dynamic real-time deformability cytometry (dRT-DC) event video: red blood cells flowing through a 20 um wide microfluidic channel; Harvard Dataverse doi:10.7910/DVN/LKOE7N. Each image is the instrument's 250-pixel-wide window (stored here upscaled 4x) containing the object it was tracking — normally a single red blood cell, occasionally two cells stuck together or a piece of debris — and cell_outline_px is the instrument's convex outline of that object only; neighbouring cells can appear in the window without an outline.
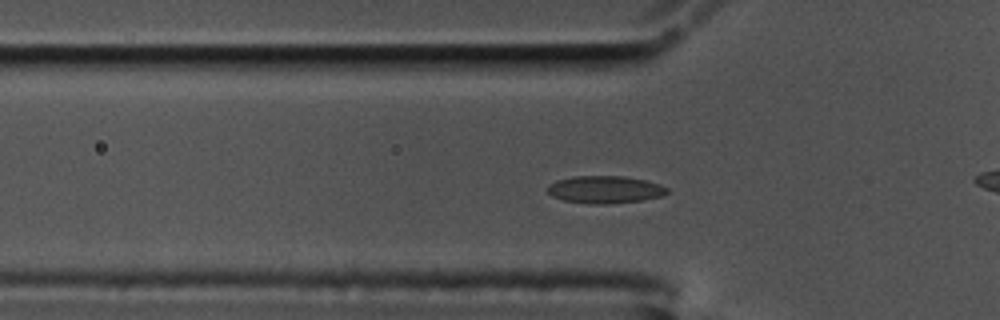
{"species": "common noctule bat (a hibernating species)", "species_latin": "Nyctalus noctula", "temperature_condition": "cold", "stored_images_in_passage": 51, "camera_frame_rate_fps": 3000, "um_per_image_px": 0.085, "animal": {"sex": "male", "body_mass_g": 17.5, "forearm_length_mm": 52.3}, "frame": {"image": 1, "passage_image": 16, "time_ms": 5.0, "image_size_px": [1000, 320], "cell_outline_px": [[668, 192], [664, 196], [640, 200], [608, 204], [588, 204], [564, 200], [552, 196], [548, 192], [548, 184], [556, 180], [572, 176], [624, 176], [648, 180], [660, 184], [668, 188]], "centroid_in_image_um": [51.43, 16.1], "position_along_channel_um": 74.4, "area_um2": 19.31}}
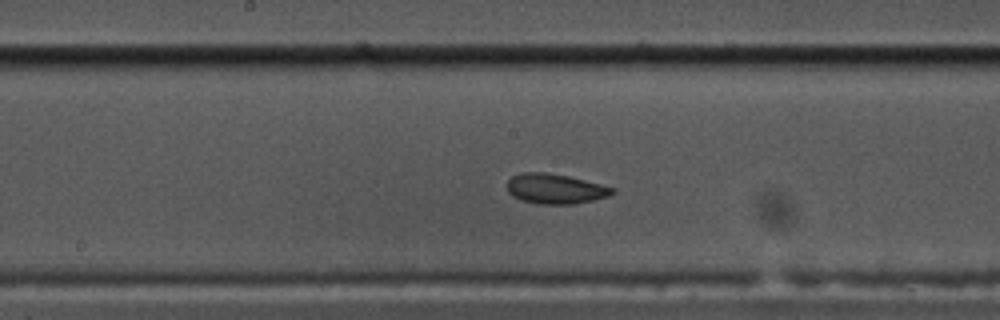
{"frame": {"image": 2, "passage_image": 27, "time_ms": 8.667, "image_size_px": [1000, 320], "cell_outline_px": [[616, 192], [608, 196], [576, 204], [536, 204], [520, 200], [512, 196], [508, 192], [508, 180], [512, 176], [524, 172], [548, 172], [568, 176], [616, 188]], "centroid_in_image_um": [47.19, 16.05], "position_along_channel_um": 201.0, "area_um2": 18.5}}
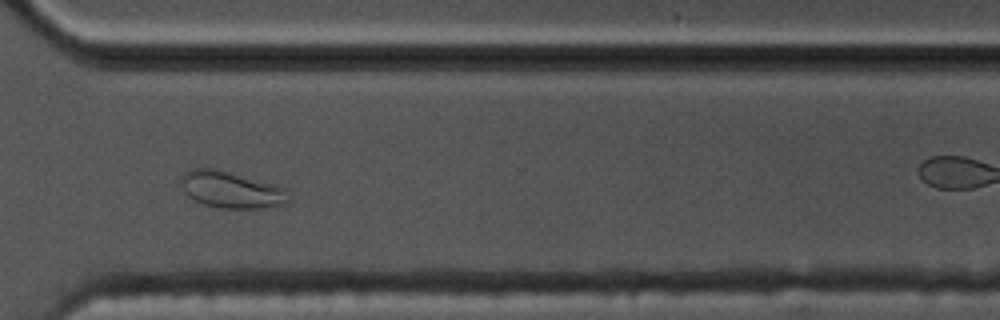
{"frame": {"image": 3, "passage_image": 40, "time_ms": 13.0, "image_size_px": [1000, 320], "cell_outline_px": [[288, 200], [284, 204], [264, 208], [220, 208], [204, 204], [188, 196], [184, 192], [180, 184], [180, 176], [188, 168], [216, 168], [272, 184], [284, 188]], "centroid_in_image_um": [19.56, 16.11], "position_along_channel_um": 351.0, "area_um2": 22.83}, "authors_computed_cell_mechanics": {"area_um2": 18.496, "velocity_mm_per_s": 3.4619, "shape_relaxation_time_tau1_ms": null, "shape_relaxation_time_tau2_ms": 2.1085, "deformation_change_tau1": null, "deformation_change_tau2": 0.0534}}